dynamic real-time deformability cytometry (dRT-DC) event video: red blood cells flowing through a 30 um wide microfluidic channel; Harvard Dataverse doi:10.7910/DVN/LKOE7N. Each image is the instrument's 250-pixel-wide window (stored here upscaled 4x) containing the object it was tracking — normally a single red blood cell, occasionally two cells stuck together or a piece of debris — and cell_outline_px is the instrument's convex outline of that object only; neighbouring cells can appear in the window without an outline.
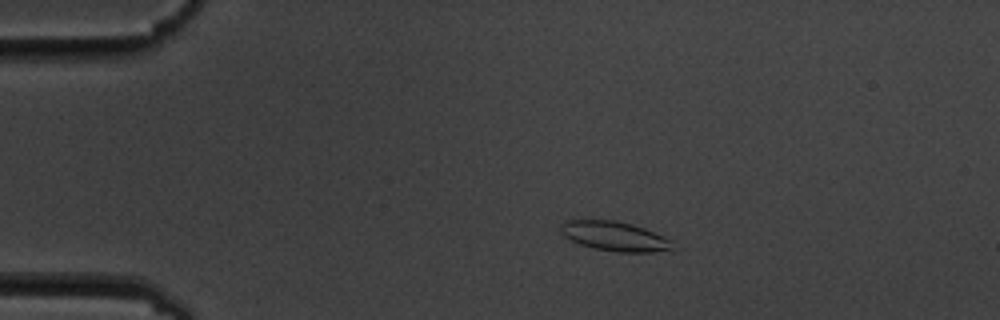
{"species": "common noctule bat (a hibernating species)", "species_latin": "Nyctalus noctula", "temperature_condition": "cold", "stored_images_in_passage": 4, "camera_frame_rate_fps": 3000, "um_per_image_px": 0.085, "animal": {"sex": "male", "body_mass_g": 19.5, "forearm_length_mm": 54.6}, "frame": {"image": 1, "passage_image": 1, "time_ms": 0.0, "image_size_px": [1000, 320], "cell_outline_px": [[672, 248], [652, 252], [616, 252], [596, 248], [580, 244], [564, 236], [560, 232], [560, 228], [564, 220], [616, 220], [632, 224], [644, 228], [672, 240]], "centroid_in_image_um": [52.21, 20.07], "position_along_channel_um": 32.8, "area_um2": 19.02}}
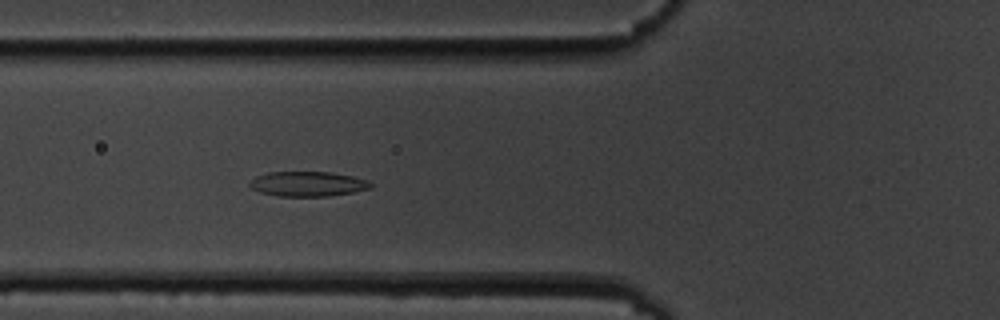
{"frame": {"image": 2, "passage_image": 4, "time_ms": 3.333, "image_size_px": [1000, 320], "cell_outline_px": [[372, 188], [352, 192], [328, 196], [280, 196], [260, 192], [252, 188], [248, 184], [248, 180], [256, 176], [268, 172], [332, 172], [352, 176], [368, 180], [372, 184]], "centroid_in_image_um": [26.14, 15.62], "position_along_channel_um": 99.7, "area_um2": 17.57}}